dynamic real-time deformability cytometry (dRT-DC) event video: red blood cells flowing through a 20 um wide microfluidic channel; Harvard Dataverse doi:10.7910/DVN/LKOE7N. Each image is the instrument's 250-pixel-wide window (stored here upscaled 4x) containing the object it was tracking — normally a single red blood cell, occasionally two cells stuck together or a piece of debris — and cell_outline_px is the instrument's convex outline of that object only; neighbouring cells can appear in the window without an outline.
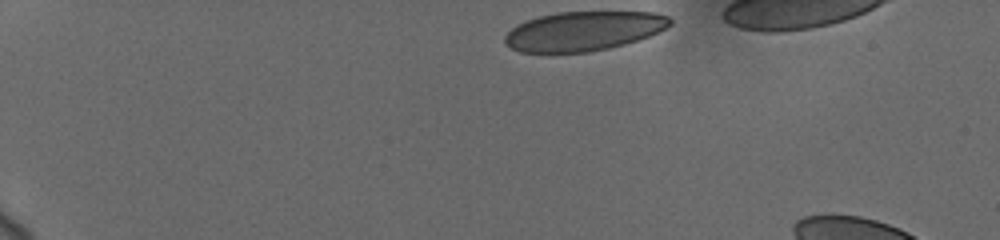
{"species": "human", "species_latin": "Homo sapiens", "temperature_condition": "cold", "stored_images_in_passage": 13, "camera_frame_rate_fps": 3000, "um_per_image_px": 0.085, "donor": {"sex": "female"}, "frame": {"image": 1, "passage_image": 1, "time_ms": 0.0, "image_size_px": [1000, 240], "cell_outline_px": [[672, 24], [648, 36], [624, 44], [608, 48], [588, 52], [520, 52], [504, 44], [504, 36], [516, 24], [540, 16], [556, 12], [652, 12], [668, 16], [672, 20]], "centroid_in_image_um": [49.57, 2.64], "position_along_channel_um": 35.4, "area_um2": 37.63}}